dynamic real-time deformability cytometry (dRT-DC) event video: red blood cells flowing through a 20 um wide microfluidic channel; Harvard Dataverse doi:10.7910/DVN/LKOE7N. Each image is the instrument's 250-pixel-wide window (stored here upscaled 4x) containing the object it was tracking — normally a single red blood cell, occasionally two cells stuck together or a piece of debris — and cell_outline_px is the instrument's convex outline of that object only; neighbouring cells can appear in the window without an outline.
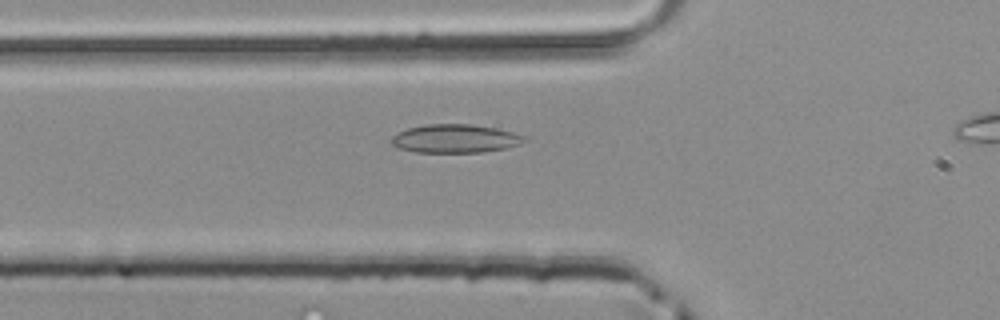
{"species": "common noctule bat (a hibernating species)", "species_latin": "Nyctalus noctula", "temperature_condition": "room temperature", "stored_images_in_passage": 36, "camera_frame_rate_fps": 3000, "um_per_image_px": 0.085, "animal": {"sex": "male", "body_mass_g": 20.4}, "frame": {"image": 1, "passage_image": 11, "time_ms": 3.333, "image_size_px": [1000, 320], "cell_outline_px": [[528, 140], [520, 144], [508, 148], [484, 152], [416, 152], [400, 148], [392, 144], [392, 136], [408, 128], [428, 124], [472, 124], [496, 128], [512, 132], [524, 136]], "centroid_in_image_um": [38.74, 11.78], "position_along_channel_um": 87.1, "area_um2": 21.96}}
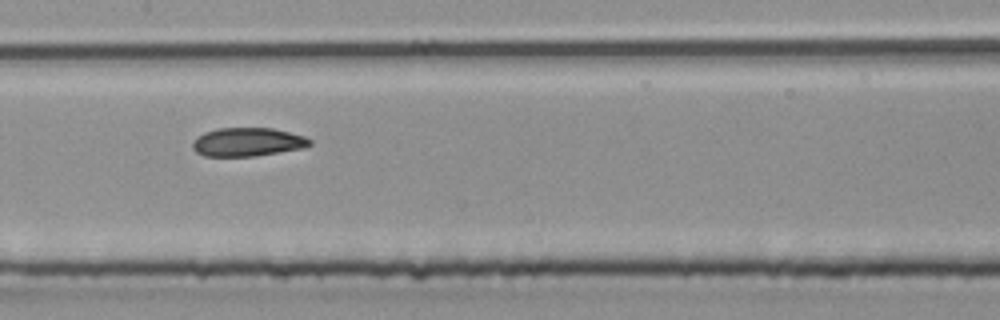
{"frame": {"image": 2, "passage_image": 18, "time_ms": 5.667, "image_size_px": [1000, 320], "cell_outline_px": [[312, 144], [304, 148], [256, 156], [204, 156], [196, 152], [192, 148], [192, 144], [196, 136], [204, 132], [216, 128], [272, 128], [304, 136], [312, 140]], "centroid_in_image_um": [21.03, 12.07], "position_along_channel_um": 186.4, "area_um2": 19.65}}
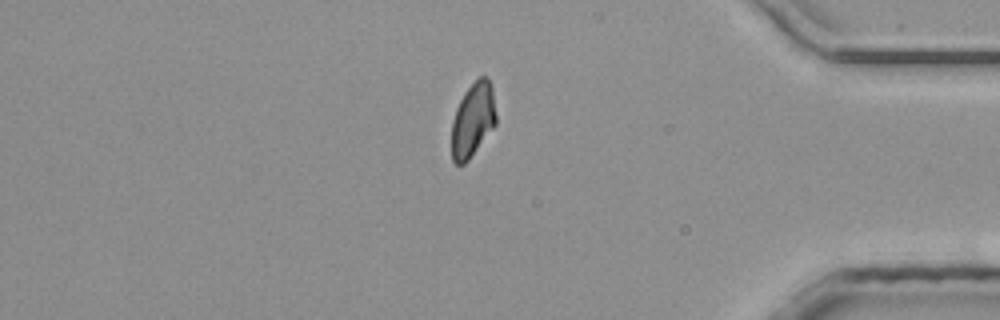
{"frame": {"image": 3, "passage_image": 35, "time_ms": 11.333, "image_size_px": [1000, 320], "cell_outline_px": [[496, 124], [468, 160], [464, 164], [456, 164], [452, 160], [452, 120], [456, 108], [464, 92], [480, 76], [488, 76], [492, 84], [496, 116]], "centroid_in_image_um": [40.2, 10.16], "position_along_channel_um": 395.0, "area_um2": 19.19}}